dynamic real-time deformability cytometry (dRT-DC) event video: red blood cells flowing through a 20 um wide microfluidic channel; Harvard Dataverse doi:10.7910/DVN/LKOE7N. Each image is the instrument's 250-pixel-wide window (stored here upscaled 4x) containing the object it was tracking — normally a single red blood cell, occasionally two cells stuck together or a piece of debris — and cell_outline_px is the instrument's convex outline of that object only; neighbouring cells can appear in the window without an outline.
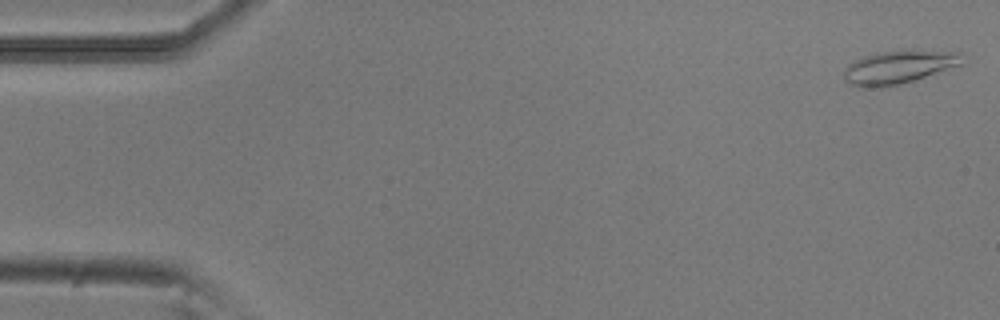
{"species": "common noctule bat (a hibernating species)", "species_latin": "Nyctalus noctula", "temperature_condition": "room temperature", "stored_images_in_passage": 5, "camera_frame_rate_fps": 3000, "um_per_image_px": 0.085, "animal": {"sex": "male", "body_mass_g": 20.5, "forearm_length_mm": 52.5}, "frame": {"image": 1, "passage_image": 1, "time_ms": 0.0, "image_size_px": [1000, 320], "cell_outline_px": [[964, 64], [900, 84], [884, 88], [860, 88], [848, 84], [844, 80], [844, 68], [848, 64], [860, 56], [876, 52], [908, 48], [912, 48], [960, 52]], "centroid_in_image_um": [76.35, 5.68], "position_along_channel_um": 8.6, "area_um2": 23.93}}
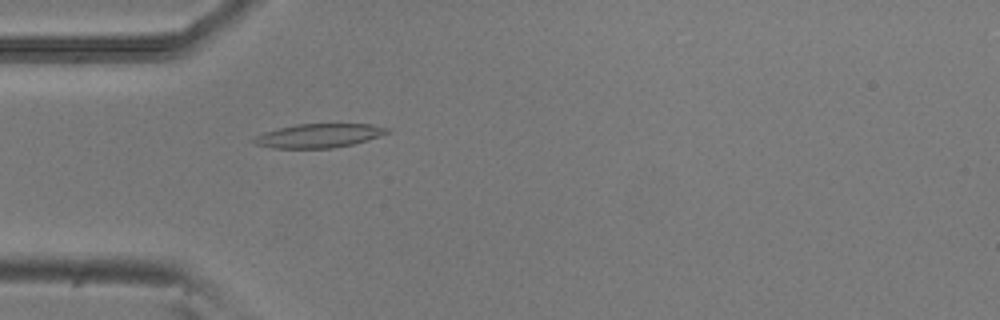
{"frame": {"image": 2, "passage_image": 5, "time_ms": 1.333, "image_size_px": [1000, 320], "cell_outline_px": [[392, 132], [368, 140], [352, 144], [332, 148], [272, 148], [252, 144], [252, 140], [256, 136], [264, 132], [296, 124], [372, 124], [392, 128]], "centroid_in_image_um": [27.14, 11.53], "position_along_channel_um": 57.9, "area_um2": 18.73}}